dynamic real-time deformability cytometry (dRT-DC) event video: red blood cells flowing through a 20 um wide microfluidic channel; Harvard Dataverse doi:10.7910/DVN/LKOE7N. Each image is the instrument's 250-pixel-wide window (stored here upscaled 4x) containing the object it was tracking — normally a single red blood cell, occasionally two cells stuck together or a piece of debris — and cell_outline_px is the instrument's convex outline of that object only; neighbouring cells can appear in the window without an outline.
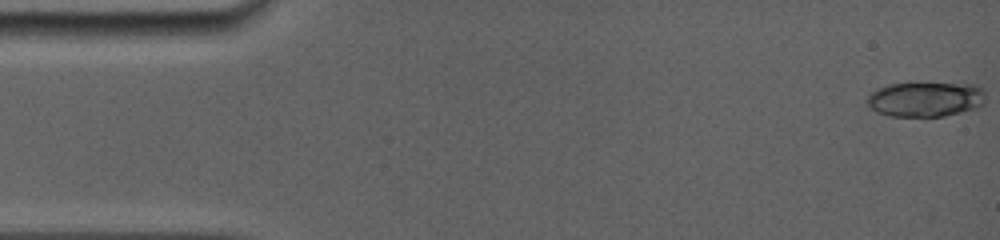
{"species": "common noctule bat (a hibernating species)", "species_latin": "Nyctalus noctula", "temperature_condition": "room temperature", "stored_images_in_passage": 22, "camera_frame_rate_fps": 5000, "um_per_image_px": 0.085, "animal": {"sex": "female", "body_mass_g": 19.0, "forearm_length_mm": 56.7}, "frame": {"image": 1, "passage_image": 1, "time_ms": 0.0, "image_size_px": [1000, 240], "cell_outline_px": [[984, 104], [980, 108], [944, 116], [888, 116], [876, 112], [868, 104], [868, 96], [876, 88], [892, 84], [976, 84], [984, 88]], "centroid_in_image_um": [78.72, 8.45], "position_along_channel_um": 6.3, "area_um2": 24.04}}
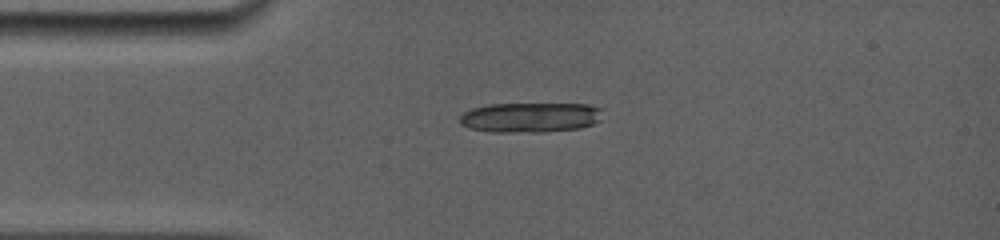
{"frame": {"image": 2, "passage_image": 19, "time_ms": 3.6, "image_size_px": [1000, 240], "cell_outline_px": [[600, 120], [592, 124], [580, 128], [536, 132], [492, 132], [468, 128], [460, 124], [460, 116], [464, 112], [472, 108], [488, 104], [588, 104], [600, 108]], "centroid_in_image_um": [45.03, 9.98], "position_along_channel_um": 40.0, "area_um2": 24.85}}